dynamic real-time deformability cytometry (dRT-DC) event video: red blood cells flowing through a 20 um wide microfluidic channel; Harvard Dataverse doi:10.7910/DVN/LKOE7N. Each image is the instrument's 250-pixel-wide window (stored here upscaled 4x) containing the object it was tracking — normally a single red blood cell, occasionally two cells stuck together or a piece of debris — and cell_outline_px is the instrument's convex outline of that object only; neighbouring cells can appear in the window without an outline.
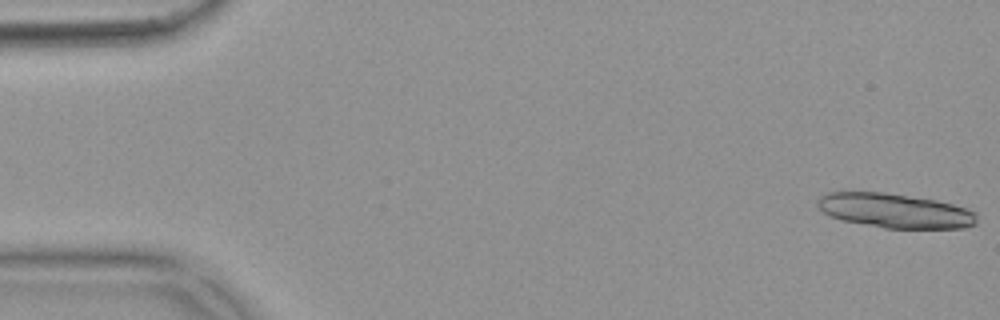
{"species": "common noctule bat (a hibernating species)", "species_latin": "Nyctalus noctula", "temperature_condition": "warm", "stored_images_in_passage": 16, "camera_frame_rate_fps": 3000, "um_per_image_px": 0.085, "animal": {"sex": "female", "body_mass_g": 18.4}, "frame": {"image": 1, "passage_image": 1, "time_ms": 0.0, "image_size_px": [1000, 320], "cell_outline_px": [[976, 224], [964, 228], [884, 228], [840, 220], [824, 212], [816, 204], [816, 200], [820, 196], [828, 192], [880, 192], [936, 200], [952, 204], [976, 212]], "centroid_in_image_um": [76.05, 17.91], "position_along_channel_um": 9.0, "area_um2": 31.79}}